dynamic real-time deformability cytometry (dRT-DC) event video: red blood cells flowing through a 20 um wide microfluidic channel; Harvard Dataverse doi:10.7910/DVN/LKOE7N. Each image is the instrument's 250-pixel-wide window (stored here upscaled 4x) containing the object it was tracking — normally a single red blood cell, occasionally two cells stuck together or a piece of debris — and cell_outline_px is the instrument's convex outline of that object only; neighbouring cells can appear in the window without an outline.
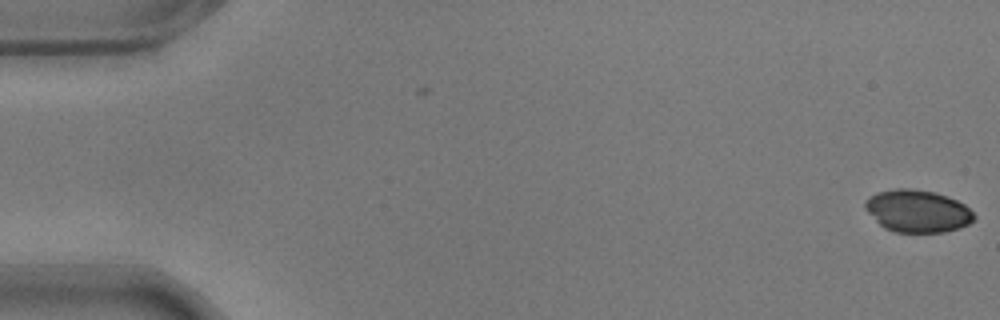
{"species": "common noctule bat (a hibernating species)", "species_latin": "Nyctalus noctula", "temperature_condition": "warm", "stored_images_in_passage": 5, "camera_frame_rate_fps": 3000, "um_per_image_px": 0.085, "animal": {"sex": "male", "body_mass_g": 17.9}, "frame": {"image": 1, "passage_image": 5, "time_ms": 1.333, "image_size_px": [1000, 320], "cell_outline_px": [[976, 220], [960, 228], [944, 232], [896, 232], [884, 228], [864, 208], [864, 200], [876, 192], [896, 188], [912, 188], [936, 192], [948, 196], [964, 204], [976, 216]], "centroid_in_image_um": [77.99, 17.93], "position_along_channel_um": 7.0, "area_um2": 27.11}}